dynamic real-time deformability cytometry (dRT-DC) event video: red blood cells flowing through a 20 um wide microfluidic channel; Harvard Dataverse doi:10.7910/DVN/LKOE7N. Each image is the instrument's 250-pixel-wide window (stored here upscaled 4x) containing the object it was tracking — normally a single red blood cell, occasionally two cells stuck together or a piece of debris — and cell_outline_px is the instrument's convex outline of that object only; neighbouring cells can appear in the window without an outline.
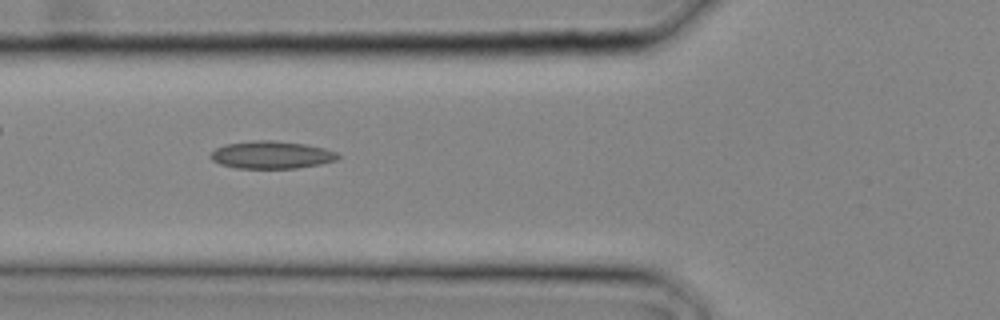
{"species": "common noctule bat (a hibernating species)", "species_latin": "Nyctalus noctula", "temperature_condition": "cold", "stored_images_in_passage": 24, "camera_frame_rate_fps": 3000, "um_per_image_px": 0.085, "animal": {"sex": "male", "body_mass_g": 20.4}, "frame": {"image": 1, "passage_image": 7, "time_ms": 2.0, "image_size_px": [1000, 320], "cell_outline_px": [[340, 156], [336, 160], [320, 164], [296, 168], [236, 168], [220, 164], [212, 160], [208, 156], [216, 148], [224, 144], [252, 140], [276, 140], [304, 144], [324, 148], [336, 152]], "centroid_in_image_um": [23.04, 13.15], "position_along_channel_um": 102.8, "area_um2": 20.52}}
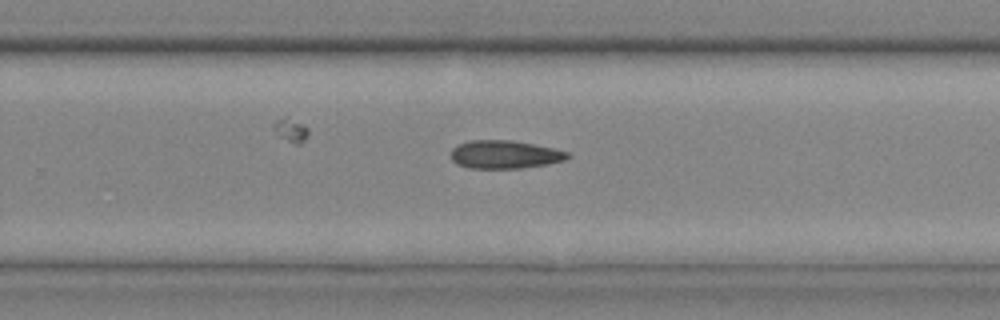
{"frame": {"image": 2, "passage_image": 15, "time_ms": 4.667, "image_size_px": [1000, 320], "cell_outline_px": [[572, 156], [568, 160], [548, 164], [520, 168], [468, 168], [456, 164], [452, 160], [452, 148], [456, 144], [468, 140], [512, 140], [556, 148], [568, 152]], "centroid_in_image_um": [42.93, 13.12], "position_along_channel_um": 286.9, "area_um2": 19.48}}
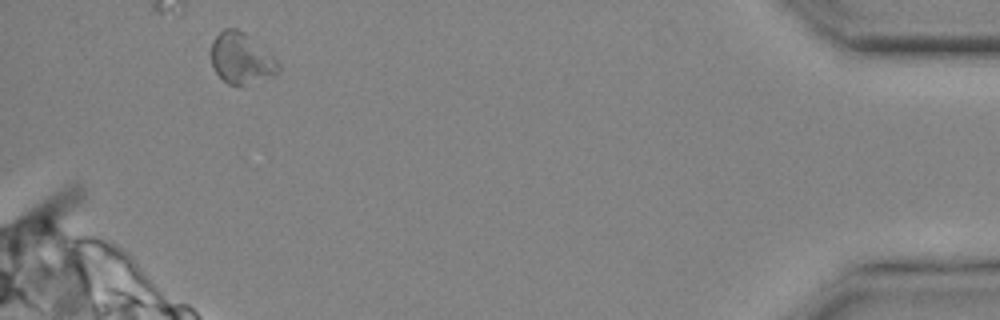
{"frame": {"image": 3, "passage_image": 23, "time_ms": 7.333, "image_size_px": [1000, 320], "cell_outline_px": [[280, 72], [244, 88], [228, 84], [216, 72], [212, 64], [208, 52], [212, 40], [224, 28], [236, 28], [244, 32], [272, 56], [280, 64]], "centroid_in_image_um": [20.47, 5.0], "position_along_channel_um": 414.7, "area_um2": 20.35}}